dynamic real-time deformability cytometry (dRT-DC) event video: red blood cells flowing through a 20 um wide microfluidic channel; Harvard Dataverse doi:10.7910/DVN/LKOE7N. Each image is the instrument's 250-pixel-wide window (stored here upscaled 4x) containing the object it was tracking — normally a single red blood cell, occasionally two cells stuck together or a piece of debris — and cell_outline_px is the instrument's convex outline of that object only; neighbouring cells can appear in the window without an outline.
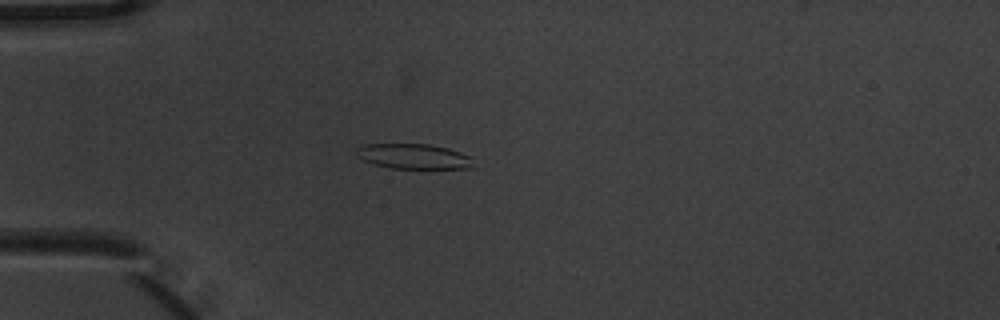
{"species": "common noctule bat (a hibernating species)", "species_latin": "Nyctalus noctula", "temperature_condition": "warm", "stored_images_in_passage": 5, "camera_frame_rate_fps": 3000, "um_per_image_px": 0.085, "animal": {"sex": "male", "body_mass_g": 20.1, "forearm_length_mm": 53.5}, "frame": {"image": 1, "passage_image": 4, "time_ms": 1.0, "image_size_px": [1000, 320], "cell_outline_px": [[480, 168], [392, 168], [372, 164], [356, 156], [356, 148], [364, 144], [428, 144], [448, 148], [460, 152], [468, 156]], "centroid_in_image_um": [35.18, 13.29], "position_along_channel_um": 49.8, "area_um2": 17.22}}